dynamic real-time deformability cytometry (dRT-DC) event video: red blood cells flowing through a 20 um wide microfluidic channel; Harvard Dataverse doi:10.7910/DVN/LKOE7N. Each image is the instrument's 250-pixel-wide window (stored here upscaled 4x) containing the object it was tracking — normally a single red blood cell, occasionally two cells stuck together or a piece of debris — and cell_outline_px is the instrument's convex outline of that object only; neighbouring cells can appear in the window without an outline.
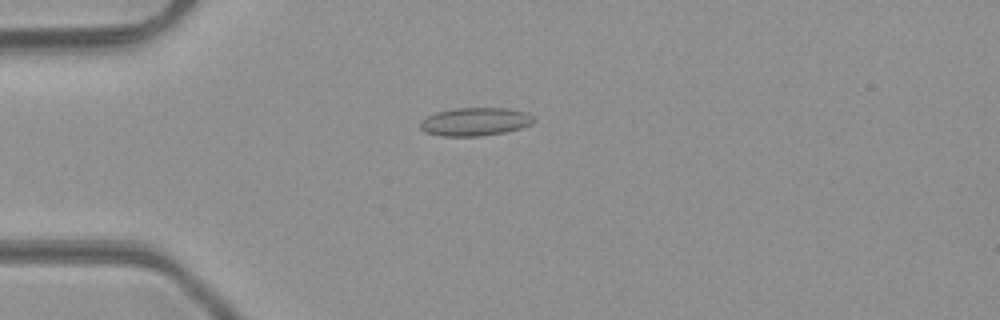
{"species": "common noctule bat (a hibernating species)", "species_latin": "Nyctalus noctula", "temperature_condition": "room temperature", "stored_images_in_passage": 46, "camera_frame_rate_fps": 3000, "um_per_image_px": 0.085, "animal": {"sex": "male", "body_mass_g": 23.1, "forearm_length_mm": 52.7}, "frame": {"image": 1, "passage_image": 10, "time_ms": 3.0, "image_size_px": [1000, 320], "cell_outline_px": [[536, 120], [532, 124], [520, 128], [504, 132], [480, 136], [444, 136], [424, 132], [420, 128], [420, 120], [436, 112], [452, 108], [508, 108], [524, 112], [536, 116]], "centroid_in_image_um": [40.39, 10.34], "position_along_channel_um": 44.6, "area_um2": 18.79}}
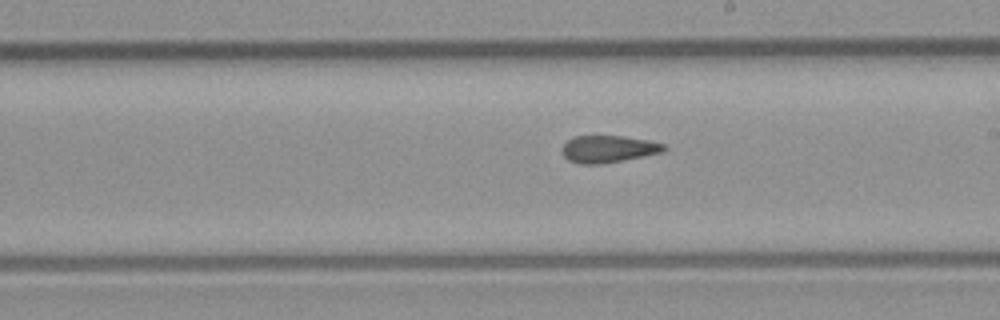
{"frame": {"image": 2, "passage_image": 25, "time_ms": 8.0, "image_size_px": [1000, 320], "cell_outline_px": [[668, 148], [664, 152], [600, 164], [580, 164], [568, 160], [560, 152], [560, 148], [572, 136], [624, 136], [648, 140], [664, 144]], "centroid_in_image_um": [51.68, 12.66], "position_along_channel_um": 237.3, "area_um2": 16.18}}
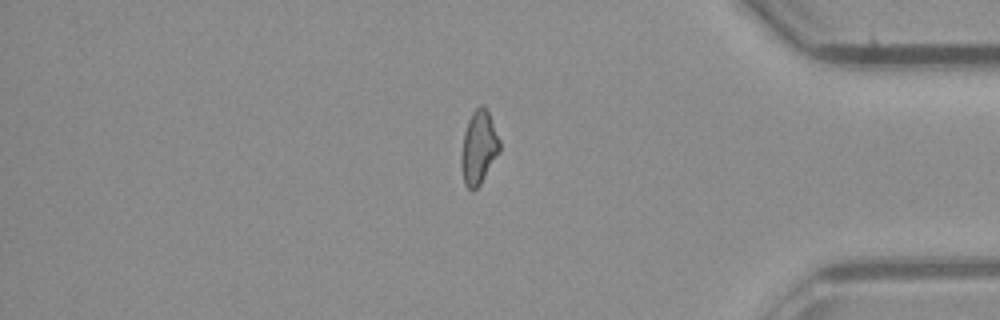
{"frame": {"image": 3, "passage_image": 38, "time_ms": 12.333, "image_size_px": [1000, 320], "cell_outline_px": [[500, 152], [480, 184], [472, 192], [464, 184], [460, 168], [460, 156], [464, 132], [468, 120], [472, 112], [480, 104], [488, 112], [500, 140]], "centroid_in_image_um": [40.67, 12.58], "position_along_channel_um": 394.5, "area_um2": 16.53}, "authors_computed_cell_mechanics": {"area_um2": 16.6175, "velocity_mm_per_s": 4.2656, "shape_relaxation_time_tau1_ms": null, "shape_relaxation_time_tau2_ms": 2.4353, "deformation_change_tau1": null, "deformation_change_tau2": 0.1027}}